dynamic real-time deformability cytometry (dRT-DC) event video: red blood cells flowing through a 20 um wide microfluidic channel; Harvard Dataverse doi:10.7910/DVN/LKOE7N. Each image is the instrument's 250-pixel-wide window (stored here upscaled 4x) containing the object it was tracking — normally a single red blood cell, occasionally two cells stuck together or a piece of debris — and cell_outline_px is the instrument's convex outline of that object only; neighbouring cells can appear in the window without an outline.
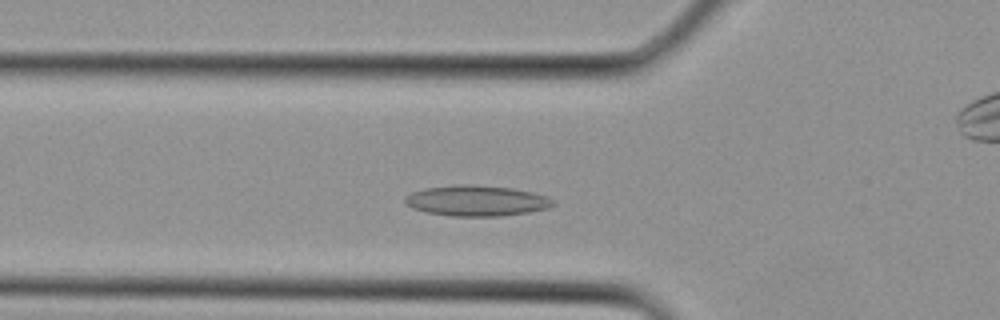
{"species": "Egyptian fruit bat (a non-hibernating species)", "species_latin": "Rousettus aegyptiacus", "temperature_condition": "cold", "stored_images_in_passage": 28, "camera_frame_rate_fps": 3000, "um_per_image_px": 0.085, "animal": {"sex": "female"}, "frame": {"image": 1, "passage_image": 7, "time_ms": 2.0, "image_size_px": [1000, 320], "cell_outline_px": [[556, 204], [548, 208], [528, 212], [500, 216], [452, 216], [428, 212], [412, 208], [404, 204], [404, 196], [412, 192], [424, 188], [452, 184], [472, 184], [512, 188], [532, 192], [548, 196]], "centroid_in_image_um": [40.48, 17.05], "position_along_channel_um": 85.3, "area_um2": 26.65}}
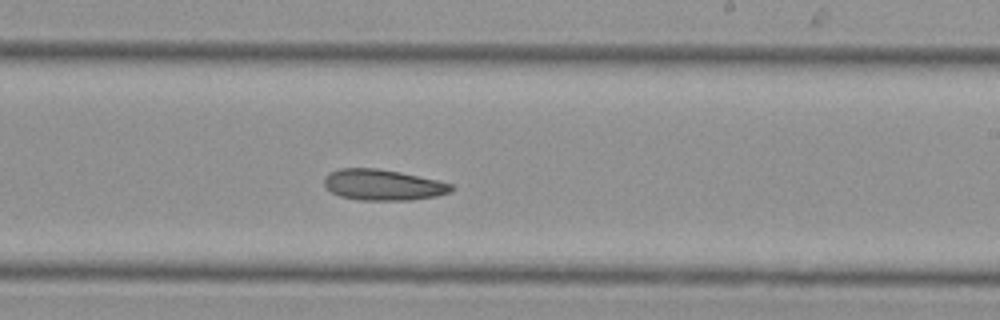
{"frame": {"image": 2, "passage_image": 15, "time_ms": 4.667, "image_size_px": [1000, 320], "cell_outline_px": [[456, 188], [452, 192], [436, 196], [412, 200], [360, 200], [340, 196], [324, 188], [324, 176], [328, 172], [340, 168], [376, 168], [400, 172], [436, 180], [452, 184]], "centroid_in_image_um": [32.53, 15.71], "position_along_channel_um": 256.5, "area_um2": 23.06}}
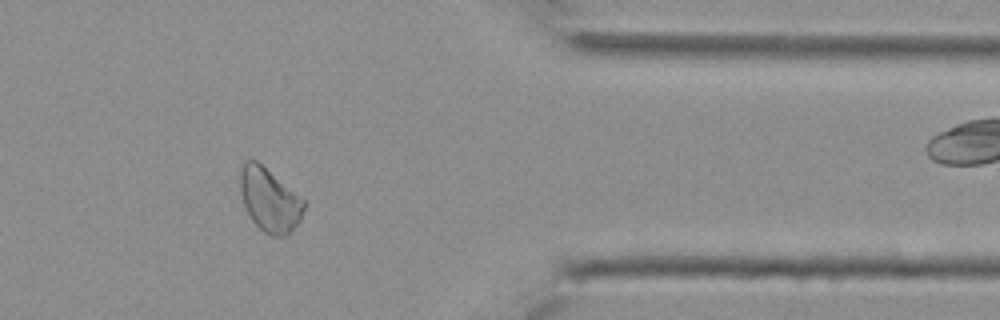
{"frame": {"image": 3, "passage_image": 22, "time_ms": 7.0, "image_size_px": [1000, 320], "cell_outline_px": [[304, 208], [300, 220], [284, 236], [272, 236], [264, 232], [252, 220], [244, 204], [240, 192], [240, 172], [244, 164], [248, 160], [256, 160], [304, 200]], "centroid_in_image_um": [22.89, 17.0], "position_along_channel_um": 388.5, "area_um2": 22.89}}